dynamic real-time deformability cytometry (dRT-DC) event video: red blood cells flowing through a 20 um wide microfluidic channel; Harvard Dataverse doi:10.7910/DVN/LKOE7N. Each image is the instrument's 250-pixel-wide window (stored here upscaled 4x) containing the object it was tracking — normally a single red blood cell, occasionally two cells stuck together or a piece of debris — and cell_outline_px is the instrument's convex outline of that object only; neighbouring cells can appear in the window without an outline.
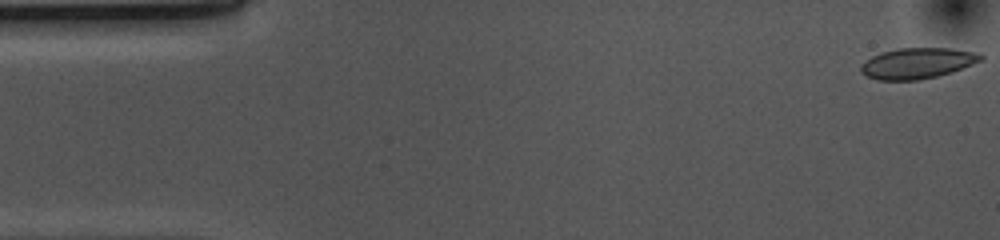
{"species": "common noctule bat (a hibernating species)", "species_latin": "Nyctalus noctula", "temperature_condition": "cold", "stored_images_in_passage": 53, "camera_frame_rate_fps": 3000, "um_per_image_px": 0.085, "animal": {"sex": "female", "body_mass_g": 10.0, "forearm_length_mm": 53.1}, "frame": {"image": 1, "passage_image": 1, "time_ms": 0.0, "image_size_px": [1000, 240], "cell_outline_px": [[984, 60], [952, 72], [936, 76], [916, 80], [876, 80], [860, 72], [860, 64], [872, 56], [884, 52], [900, 48], [948, 48], [980, 52], [984, 56]], "centroid_in_image_um": [78.01, 5.37], "position_along_channel_um": 7.0, "area_um2": 21.56}}
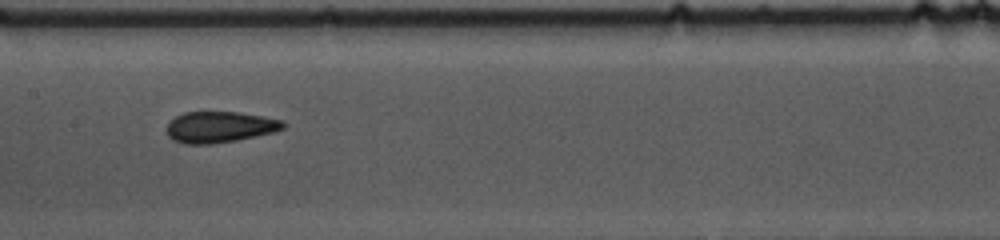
{"frame": {"image": 2, "passage_image": 25, "time_ms": 8.0, "image_size_px": [1000, 240], "cell_outline_px": [[288, 124], [284, 128], [272, 132], [256, 136], [236, 140], [212, 144], [184, 144], [172, 140], [168, 136], [168, 124], [176, 116], [184, 112], [240, 112], [284, 120]], "centroid_in_image_um": [18.7, 10.8], "position_along_channel_um": 188.7, "area_um2": 21.15}}
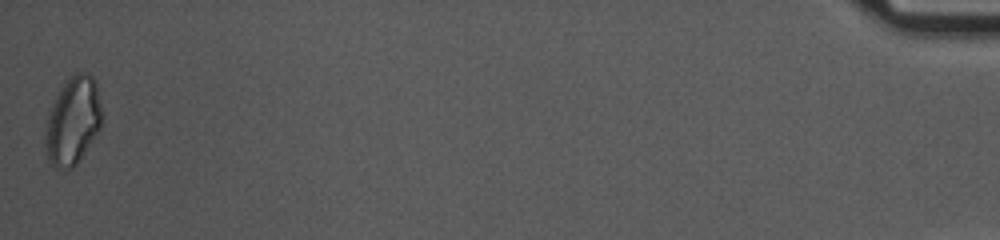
{"frame": {"image": 3, "passage_image": 53, "time_ms": 17.333, "image_size_px": [1000, 240], "cell_outline_px": [[104, 116], [100, 128], [76, 164], [72, 168], [56, 168], [48, 160], [44, 152], [44, 136], [48, 112], [64, 80], [76, 72], [88, 72], [96, 80], [104, 112]], "centroid_in_image_um": [6.2, 10.22], "position_along_channel_um": 429.0, "area_um2": 29.59}, "authors_computed_cell_mechanics": {"area_um2": 21.386, "velocity_mm_per_s": 3.6713, "shape_relaxation_time_tau1_ms": 3.9696, "shape_relaxation_time_tau2_ms": 2.3097, "deformation_change_tau1": 0.1018, "deformation_change_tau2": 0.0499}}